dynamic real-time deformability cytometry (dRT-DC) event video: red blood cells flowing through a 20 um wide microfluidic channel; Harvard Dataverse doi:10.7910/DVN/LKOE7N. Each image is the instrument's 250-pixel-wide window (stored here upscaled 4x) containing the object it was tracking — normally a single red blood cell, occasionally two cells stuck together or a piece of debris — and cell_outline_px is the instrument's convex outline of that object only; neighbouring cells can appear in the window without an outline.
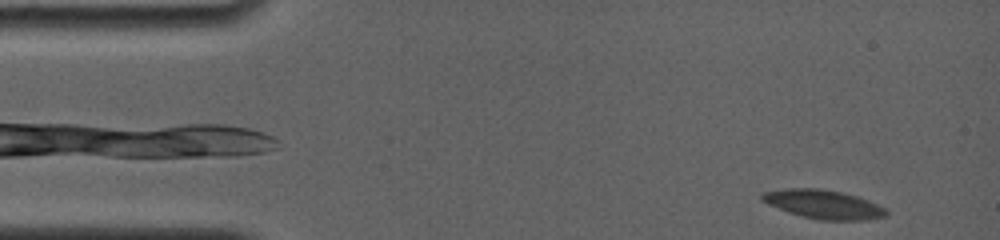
{"species": "common noctule bat (a hibernating species)", "species_latin": "Nyctalus noctula", "temperature_condition": "room temperature", "stored_images_in_passage": 25, "camera_frame_rate_fps": 4000, "um_per_image_px": 0.085, "animal": {"sex": "female", "body_mass_g": 19.0, "forearm_length_mm": 56.7}, "frame": {"image": 1, "passage_image": 1, "time_ms": 0.0, "image_size_px": [1000, 240], "cell_outline_px": [[888, 212], [884, 216], [868, 220], [820, 220], [788, 212], [768, 204], [760, 200], [760, 192], [784, 188], [820, 188], [840, 192], [856, 196], [868, 200], [884, 208]], "centroid_in_image_um": [69.93, 17.35], "position_along_channel_um": 15.1, "area_um2": 20.81}}
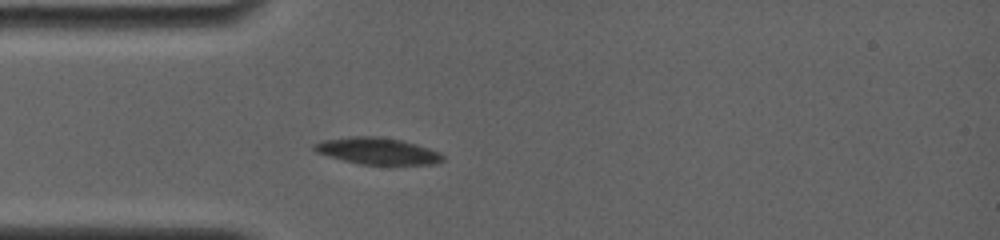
{"frame": {"image": 2, "passage_image": 21, "time_ms": 3.5, "image_size_px": [1000, 240], "cell_outline_px": [[444, 160], [436, 164], [360, 164], [328, 156], [316, 152], [312, 148], [312, 144], [324, 140], [348, 136], [376, 136], [400, 140], [416, 144], [440, 152], [444, 156]], "centroid_in_image_um": [32.07, 12.83], "position_along_channel_um": 52.9, "area_um2": 19.88}}